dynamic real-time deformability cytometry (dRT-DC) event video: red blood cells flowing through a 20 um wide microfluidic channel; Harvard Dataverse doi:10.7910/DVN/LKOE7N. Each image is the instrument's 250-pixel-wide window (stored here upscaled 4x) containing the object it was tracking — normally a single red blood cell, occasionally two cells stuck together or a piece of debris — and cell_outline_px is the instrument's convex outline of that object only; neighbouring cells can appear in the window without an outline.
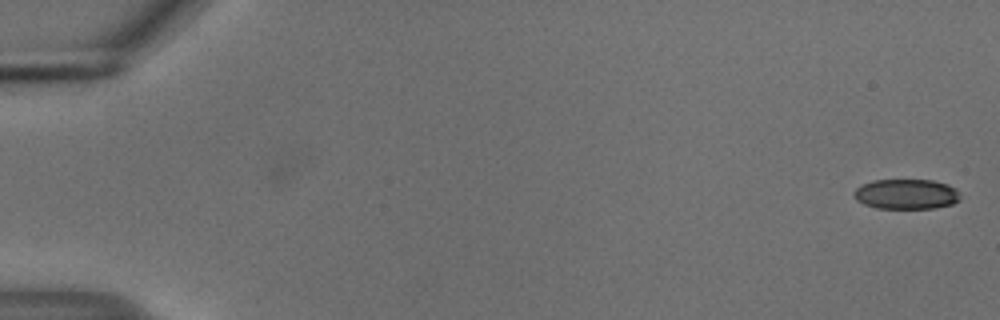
{"species": "common noctule bat (a hibernating species)", "species_latin": "Nyctalus noctula", "temperature_condition": "cold", "stored_images_in_passage": 54, "camera_frame_rate_fps": 3000, "um_per_image_px": 0.085, "animal": {"sex": "male", "body_mass_g": 18.8}, "frame": {"image": 1, "passage_image": 1, "time_ms": 0.0, "image_size_px": [1000, 320], "cell_outline_px": [[960, 200], [952, 204], [936, 208], [876, 208], [864, 204], [856, 200], [852, 196], [852, 192], [856, 188], [872, 180], [932, 180], [948, 184], [956, 188], [960, 196]], "centroid_in_image_um": [77.03, 16.5], "position_along_channel_um": 8.0, "area_um2": 18.79}}
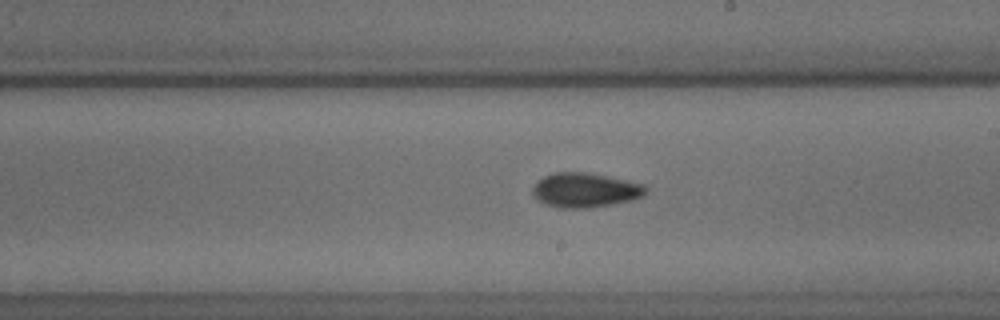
{"frame": {"image": 2, "passage_image": 32, "time_ms": 10.333, "image_size_px": [1000, 320], "cell_outline_px": [[648, 188], [644, 196], [632, 200], [584, 208], [560, 208], [548, 204], [540, 200], [532, 192], [532, 188], [544, 176], [552, 172], [588, 172], [608, 176], [644, 184]], "centroid_in_image_um": [49.77, 16.14], "position_along_channel_um": 239.2, "area_um2": 22.48}}
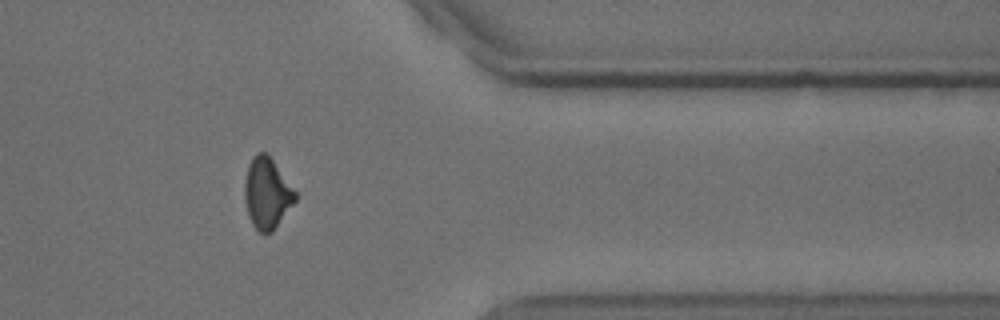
{"frame": {"image": 3, "passage_image": 45, "time_ms": 14.667, "image_size_px": [1000, 320], "cell_outline_px": [[296, 200], [272, 232], [264, 236], [252, 224], [248, 216], [244, 200], [244, 184], [248, 164], [252, 156], [256, 152], [268, 152], [296, 192]], "centroid_in_image_um": [22.67, 16.41], "position_along_channel_um": 388.7, "area_um2": 21.21}, "authors_computed_cell_mechanics": {"area_um2": 21.1837, "velocity_mm_per_s": 3.7424, "shape_relaxation_time_tau1_ms": 7.3956, "shape_relaxation_time_tau2_ms": 1.9745, "deformation_change_tau1": 0.1229, "deformation_change_tau2": 0.0667}}